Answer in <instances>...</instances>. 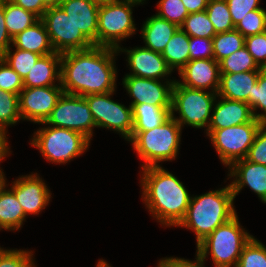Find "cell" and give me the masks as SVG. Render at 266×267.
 Instances as JSON below:
<instances>
[{
	"label": "cell",
	"mask_w": 266,
	"mask_h": 267,
	"mask_svg": "<svg viewBox=\"0 0 266 267\" xmlns=\"http://www.w3.org/2000/svg\"><path fill=\"white\" fill-rule=\"evenodd\" d=\"M117 51L94 45L61 54L60 83L64 93L87 96L115 91L113 59Z\"/></svg>",
	"instance_id": "obj_1"
},
{
	"label": "cell",
	"mask_w": 266,
	"mask_h": 267,
	"mask_svg": "<svg viewBox=\"0 0 266 267\" xmlns=\"http://www.w3.org/2000/svg\"><path fill=\"white\" fill-rule=\"evenodd\" d=\"M144 201L162 224L178 226L185 217L191 197L172 173L159 166L143 168Z\"/></svg>",
	"instance_id": "obj_2"
},
{
	"label": "cell",
	"mask_w": 266,
	"mask_h": 267,
	"mask_svg": "<svg viewBox=\"0 0 266 267\" xmlns=\"http://www.w3.org/2000/svg\"><path fill=\"white\" fill-rule=\"evenodd\" d=\"M231 186L192 197L183 220L178 226L192 229L197 245L220 225L236 215Z\"/></svg>",
	"instance_id": "obj_3"
},
{
	"label": "cell",
	"mask_w": 266,
	"mask_h": 267,
	"mask_svg": "<svg viewBox=\"0 0 266 267\" xmlns=\"http://www.w3.org/2000/svg\"><path fill=\"white\" fill-rule=\"evenodd\" d=\"M181 126L173 117L147 131H133L131 138L134 149L145 164L142 168L159 166L158 162L172 160L178 153Z\"/></svg>",
	"instance_id": "obj_4"
},
{
	"label": "cell",
	"mask_w": 266,
	"mask_h": 267,
	"mask_svg": "<svg viewBox=\"0 0 266 267\" xmlns=\"http://www.w3.org/2000/svg\"><path fill=\"white\" fill-rule=\"evenodd\" d=\"M252 237L240 227L236 214L201 241L197 245V252L205 259L211 250L216 267H236L243 247Z\"/></svg>",
	"instance_id": "obj_5"
},
{
	"label": "cell",
	"mask_w": 266,
	"mask_h": 267,
	"mask_svg": "<svg viewBox=\"0 0 266 267\" xmlns=\"http://www.w3.org/2000/svg\"><path fill=\"white\" fill-rule=\"evenodd\" d=\"M140 4L134 0L100 3L98 11L97 46L123 51L117 41L135 32L131 7Z\"/></svg>",
	"instance_id": "obj_6"
},
{
	"label": "cell",
	"mask_w": 266,
	"mask_h": 267,
	"mask_svg": "<svg viewBox=\"0 0 266 267\" xmlns=\"http://www.w3.org/2000/svg\"><path fill=\"white\" fill-rule=\"evenodd\" d=\"M90 140L82 133L59 127L41 128L34 135L32 145L43 156L55 163H66L81 155L89 146Z\"/></svg>",
	"instance_id": "obj_7"
},
{
	"label": "cell",
	"mask_w": 266,
	"mask_h": 267,
	"mask_svg": "<svg viewBox=\"0 0 266 267\" xmlns=\"http://www.w3.org/2000/svg\"><path fill=\"white\" fill-rule=\"evenodd\" d=\"M217 93H209L200 89H191L174 82L172 89L171 117L182 127L188 124L195 128L208 127L212 106ZM174 111H179L180 119L174 117Z\"/></svg>",
	"instance_id": "obj_8"
},
{
	"label": "cell",
	"mask_w": 266,
	"mask_h": 267,
	"mask_svg": "<svg viewBox=\"0 0 266 267\" xmlns=\"http://www.w3.org/2000/svg\"><path fill=\"white\" fill-rule=\"evenodd\" d=\"M262 124V121L255 118L248 123L223 129L207 130V134L222 162L226 166H231L235 161L245 159Z\"/></svg>",
	"instance_id": "obj_9"
},
{
	"label": "cell",
	"mask_w": 266,
	"mask_h": 267,
	"mask_svg": "<svg viewBox=\"0 0 266 267\" xmlns=\"http://www.w3.org/2000/svg\"><path fill=\"white\" fill-rule=\"evenodd\" d=\"M41 20L57 53L63 54L94 46L59 5L48 8Z\"/></svg>",
	"instance_id": "obj_10"
},
{
	"label": "cell",
	"mask_w": 266,
	"mask_h": 267,
	"mask_svg": "<svg viewBox=\"0 0 266 267\" xmlns=\"http://www.w3.org/2000/svg\"><path fill=\"white\" fill-rule=\"evenodd\" d=\"M42 124L66 128L82 133L89 140L96 127L89 105L84 96L63 93L51 115Z\"/></svg>",
	"instance_id": "obj_11"
},
{
	"label": "cell",
	"mask_w": 266,
	"mask_h": 267,
	"mask_svg": "<svg viewBox=\"0 0 266 267\" xmlns=\"http://www.w3.org/2000/svg\"><path fill=\"white\" fill-rule=\"evenodd\" d=\"M114 91L104 94H90L84 96L92 113L96 127H105L120 132L129 140L133 132L132 107L114 102L110 96Z\"/></svg>",
	"instance_id": "obj_12"
},
{
	"label": "cell",
	"mask_w": 266,
	"mask_h": 267,
	"mask_svg": "<svg viewBox=\"0 0 266 267\" xmlns=\"http://www.w3.org/2000/svg\"><path fill=\"white\" fill-rule=\"evenodd\" d=\"M64 93L60 86L24 87L19 93V111L22 119L34 123L45 122Z\"/></svg>",
	"instance_id": "obj_13"
},
{
	"label": "cell",
	"mask_w": 266,
	"mask_h": 267,
	"mask_svg": "<svg viewBox=\"0 0 266 267\" xmlns=\"http://www.w3.org/2000/svg\"><path fill=\"white\" fill-rule=\"evenodd\" d=\"M157 79L126 75L123 84L130 96L131 104H152L171 110L172 89L175 81L166 82V86Z\"/></svg>",
	"instance_id": "obj_14"
},
{
	"label": "cell",
	"mask_w": 266,
	"mask_h": 267,
	"mask_svg": "<svg viewBox=\"0 0 266 267\" xmlns=\"http://www.w3.org/2000/svg\"><path fill=\"white\" fill-rule=\"evenodd\" d=\"M35 175L20 177L11 187V191L22 206L25 216L29 213L38 214L51 198L45 183Z\"/></svg>",
	"instance_id": "obj_15"
},
{
	"label": "cell",
	"mask_w": 266,
	"mask_h": 267,
	"mask_svg": "<svg viewBox=\"0 0 266 267\" xmlns=\"http://www.w3.org/2000/svg\"><path fill=\"white\" fill-rule=\"evenodd\" d=\"M183 82L180 85L191 89L204 90L212 87L214 93L218 92L220 85L219 63L213 59L190 60L180 71Z\"/></svg>",
	"instance_id": "obj_16"
},
{
	"label": "cell",
	"mask_w": 266,
	"mask_h": 267,
	"mask_svg": "<svg viewBox=\"0 0 266 267\" xmlns=\"http://www.w3.org/2000/svg\"><path fill=\"white\" fill-rule=\"evenodd\" d=\"M77 29L97 46L98 11L100 3L93 0H62L59 5Z\"/></svg>",
	"instance_id": "obj_17"
},
{
	"label": "cell",
	"mask_w": 266,
	"mask_h": 267,
	"mask_svg": "<svg viewBox=\"0 0 266 267\" xmlns=\"http://www.w3.org/2000/svg\"><path fill=\"white\" fill-rule=\"evenodd\" d=\"M230 176L236 177V180L230 184L235 196L246 184L258 197L266 203V166L258 163H252L246 159L235 161L231 165ZM239 177V178H238Z\"/></svg>",
	"instance_id": "obj_18"
},
{
	"label": "cell",
	"mask_w": 266,
	"mask_h": 267,
	"mask_svg": "<svg viewBox=\"0 0 266 267\" xmlns=\"http://www.w3.org/2000/svg\"><path fill=\"white\" fill-rule=\"evenodd\" d=\"M123 52H127L128 63L133 71L129 75L158 80L172 72L161 53L144 47L132 50L124 49Z\"/></svg>",
	"instance_id": "obj_19"
},
{
	"label": "cell",
	"mask_w": 266,
	"mask_h": 267,
	"mask_svg": "<svg viewBox=\"0 0 266 267\" xmlns=\"http://www.w3.org/2000/svg\"><path fill=\"white\" fill-rule=\"evenodd\" d=\"M206 130L223 129L255 119L247 102L222 98L215 106Z\"/></svg>",
	"instance_id": "obj_20"
},
{
	"label": "cell",
	"mask_w": 266,
	"mask_h": 267,
	"mask_svg": "<svg viewBox=\"0 0 266 267\" xmlns=\"http://www.w3.org/2000/svg\"><path fill=\"white\" fill-rule=\"evenodd\" d=\"M261 71L220 73L217 94L226 99L247 102Z\"/></svg>",
	"instance_id": "obj_21"
},
{
	"label": "cell",
	"mask_w": 266,
	"mask_h": 267,
	"mask_svg": "<svg viewBox=\"0 0 266 267\" xmlns=\"http://www.w3.org/2000/svg\"><path fill=\"white\" fill-rule=\"evenodd\" d=\"M61 54L54 52L41 56L23 80L24 87L56 86L53 80L60 82ZM57 69H59L57 71Z\"/></svg>",
	"instance_id": "obj_22"
},
{
	"label": "cell",
	"mask_w": 266,
	"mask_h": 267,
	"mask_svg": "<svg viewBox=\"0 0 266 267\" xmlns=\"http://www.w3.org/2000/svg\"><path fill=\"white\" fill-rule=\"evenodd\" d=\"M180 27L157 15L148 18L142 27V37L146 46L157 53H162L170 38Z\"/></svg>",
	"instance_id": "obj_23"
},
{
	"label": "cell",
	"mask_w": 266,
	"mask_h": 267,
	"mask_svg": "<svg viewBox=\"0 0 266 267\" xmlns=\"http://www.w3.org/2000/svg\"><path fill=\"white\" fill-rule=\"evenodd\" d=\"M12 44L16 48L37 53L41 56L55 52L46 26L41 19L13 37Z\"/></svg>",
	"instance_id": "obj_24"
},
{
	"label": "cell",
	"mask_w": 266,
	"mask_h": 267,
	"mask_svg": "<svg viewBox=\"0 0 266 267\" xmlns=\"http://www.w3.org/2000/svg\"><path fill=\"white\" fill-rule=\"evenodd\" d=\"M133 131H147L163 124L171 117V110L152 104H131Z\"/></svg>",
	"instance_id": "obj_25"
},
{
	"label": "cell",
	"mask_w": 266,
	"mask_h": 267,
	"mask_svg": "<svg viewBox=\"0 0 266 267\" xmlns=\"http://www.w3.org/2000/svg\"><path fill=\"white\" fill-rule=\"evenodd\" d=\"M189 42L190 36L181 28L168 41L161 54L172 71H180L190 61Z\"/></svg>",
	"instance_id": "obj_26"
},
{
	"label": "cell",
	"mask_w": 266,
	"mask_h": 267,
	"mask_svg": "<svg viewBox=\"0 0 266 267\" xmlns=\"http://www.w3.org/2000/svg\"><path fill=\"white\" fill-rule=\"evenodd\" d=\"M25 217L15 194L11 190H4L0 194V229L18 230Z\"/></svg>",
	"instance_id": "obj_27"
},
{
	"label": "cell",
	"mask_w": 266,
	"mask_h": 267,
	"mask_svg": "<svg viewBox=\"0 0 266 267\" xmlns=\"http://www.w3.org/2000/svg\"><path fill=\"white\" fill-rule=\"evenodd\" d=\"M6 28L11 36L15 37L26 28L33 26L40 18L34 13L24 10L10 0H4Z\"/></svg>",
	"instance_id": "obj_28"
},
{
	"label": "cell",
	"mask_w": 266,
	"mask_h": 267,
	"mask_svg": "<svg viewBox=\"0 0 266 267\" xmlns=\"http://www.w3.org/2000/svg\"><path fill=\"white\" fill-rule=\"evenodd\" d=\"M214 59L219 63L235 51L245 46V37L236 29L217 33L212 38Z\"/></svg>",
	"instance_id": "obj_29"
},
{
	"label": "cell",
	"mask_w": 266,
	"mask_h": 267,
	"mask_svg": "<svg viewBox=\"0 0 266 267\" xmlns=\"http://www.w3.org/2000/svg\"><path fill=\"white\" fill-rule=\"evenodd\" d=\"M220 73L262 71L245 46L219 62Z\"/></svg>",
	"instance_id": "obj_30"
},
{
	"label": "cell",
	"mask_w": 266,
	"mask_h": 267,
	"mask_svg": "<svg viewBox=\"0 0 266 267\" xmlns=\"http://www.w3.org/2000/svg\"><path fill=\"white\" fill-rule=\"evenodd\" d=\"M180 28L190 37L212 39L217 34L206 11L190 13Z\"/></svg>",
	"instance_id": "obj_31"
},
{
	"label": "cell",
	"mask_w": 266,
	"mask_h": 267,
	"mask_svg": "<svg viewBox=\"0 0 266 267\" xmlns=\"http://www.w3.org/2000/svg\"><path fill=\"white\" fill-rule=\"evenodd\" d=\"M205 11L216 33L235 29L226 0H209Z\"/></svg>",
	"instance_id": "obj_32"
},
{
	"label": "cell",
	"mask_w": 266,
	"mask_h": 267,
	"mask_svg": "<svg viewBox=\"0 0 266 267\" xmlns=\"http://www.w3.org/2000/svg\"><path fill=\"white\" fill-rule=\"evenodd\" d=\"M10 50L9 47L1 58L24 80L41 55L19 48H16L13 53Z\"/></svg>",
	"instance_id": "obj_33"
},
{
	"label": "cell",
	"mask_w": 266,
	"mask_h": 267,
	"mask_svg": "<svg viewBox=\"0 0 266 267\" xmlns=\"http://www.w3.org/2000/svg\"><path fill=\"white\" fill-rule=\"evenodd\" d=\"M20 119L18 94L0 89V129L6 130Z\"/></svg>",
	"instance_id": "obj_34"
},
{
	"label": "cell",
	"mask_w": 266,
	"mask_h": 267,
	"mask_svg": "<svg viewBox=\"0 0 266 267\" xmlns=\"http://www.w3.org/2000/svg\"><path fill=\"white\" fill-rule=\"evenodd\" d=\"M236 267H266V247L252 237L243 247Z\"/></svg>",
	"instance_id": "obj_35"
},
{
	"label": "cell",
	"mask_w": 266,
	"mask_h": 267,
	"mask_svg": "<svg viewBox=\"0 0 266 267\" xmlns=\"http://www.w3.org/2000/svg\"><path fill=\"white\" fill-rule=\"evenodd\" d=\"M235 29L244 37L265 32L266 11L260 8L249 12L241 22L235 26Z\"/></svg>",
	"instance_id": "obj_36"
},
{
	"label": "cell",
	"mask_w": 266,
	"mask_h": 267,
	"mask_svg": "<svg viewBox=\"0 0 266 267\" xmlns=\"http://www.w3.org/2000/svg\"><path fill=\"white\" fill-rule=\"evenodd\" d=\"M247 104L252 108L254 117L266 123V72L264 70L259 73L252 94H249ZM257 108L264 110V114L255 113L254 110Z\"/></svg>",
	"instance_id": "obj_37"
},
{
	"label": "cell",
	"mask_w": 266,
	"mask_h": 267,
	"mask_svg": "<svg viewBox=\"0 0 266 267\" xmlns=\"http://www.w3.org/2000/svg\"><path fill=\"white\" fill-rule=\"evenodd\" d=\"M160 12L157 16L172 22L179 27L189 15L181 0H161L158 5Z\"/></svg>",
	"instance_id": "obj_38"
},
{
	"label": "cell",
	"mask_w": 266,
	"mask_h": 267,
	"mask_svg": "<svg viewBox=\"0 0 266 267\" xmlns=\"http://www.w3.org/2000/svg\"><path fill=\"white\" fill-rule=\"evenodd\" d=\"M23 88V79L0 57V89L19 95Z\"/></svg>",
	"instance_id": "obj_39"
},
{
	"label": "cell",
	"mask_w": 266,
	"mask_h": 267,
	"mask_svg": "<svg viewBox=\"0 0 266 267\" xmlns=\"http://www.w3.org/2000/svg\"><path fill=\"white\" fill-rule=\"evenodd\" d=\"M245 47L260 68L266 65V31L245 37Z\"/></svg>",
	"instance_id": "obj_40"
},
{
	"label": "cell",
	"mask_w": 266,
	"mask_h": 267,
	"mask_svg": "<svg viewBox=\"0 0 266 267\" xmlns=\"http://www.w3.org/2000/svg\"><path fill=\"white\" fill-rule=\"evenodd\" d=\"M31 256V252L21 249L3 250L0 248V267H34Z\"/></svg>",
	"instance_id": "obj_41"
},
{
	"label": "cell",
	"mask_w": 266,
	"mask_h": 267,
	"mask_svg": "<svg viewBox=\"0 0 266 267\" xmlns=\"http://www.w3.org/2000/svg\"><path fill=\"white\" fill-rule=\"evenodd\" d=\"M245 159L266 166V123H263L258 129Z\"/></svg>",
	"instance_id": "obj_42"
},
{
	"label": "cell",
	"mask_w": 266,
	"mask_h": 267,
	"mask_svg": "<svg viewBox=\"0 0 266 267\" xmlns=\"http://www.w3.org/2000/svg\"><path fill=\"white\" fill-rule=\"evenodd\" d=\"M234 26L253 10L260 9V0H226Z\"/></svg>",
	"instance_id": "obj_43"
},
{
	"label": "cell",
	"mask_w": 266,
	"mask_h": 267,
	"mask_svg": "<svg viewBox=\"0 0 266 267\" xmlns=\"http://www.w3.org/2000/svg\"><path fill=\"white\" fill-rule=\"evenodd\" d=\"M199 42L203 44L202 48H200V50L198 49L199 47L197 44ZM189 53H190V60L213 59L214 58V52H213L212 39L200 38V37H190Z\"/></svg>",
	"instance_id": "obj_44"
},
{
	"label": "cell",
	"mask_w": 266,
	"mask_h": 267,
	"mask_svg": "<svg viewBox=\"0 0 266 267\" xmlns=\"http://www.w3.org/2000/svg\"><path fill=\"white\" fill-rule=\"evenodd\" d=\"M197 260L195 262L182 258H166L159 262L158 267H204V258L197 252Z\"/></svg>",
	"instance_id": "obj_45"
},
{
	"label": "cell",
	"mask_w": 266,
	"mask_h": 267,
	"mask_svg": "<svg viewBox=\"0 0 266 267\" xmlns=\"http://www.w3.org/2000/svg\"><path fill=\"white\" fill-rule=\"evenodd\" d=\"M11 42L12 38L6 28L4 0H0V57L5 54Z\"/></svg>",
	"instance_id": "obj_46"
},
{
	"label": "cell",
	"mask_w": 266,
	"mask_h": 267,
	"mask_svg": "<svg viewBox=\"0 0 266 267\" xmlns=\"http://www.w3.org/2000/svg\"><path fill=\"white\" fill-rule=\"evenodd\" d=\"M15 5L22 7L24 10L30 11L37 15L40 19L43 17L44 12L48 9L42 0H10Z\"/></svg>",
	"instance_id": "obj_47"
},
{
	"label": "cell",
	"mask_w": 266,
	"mask_h": 267,
	"mask_svg": "<svg viewBox=\"0 0 266 267\" xmlns=\"http://www.w3.org/2000/svg\"><path fill=\"white\" fill-rule=\"evenodd\" d=\"M188 13L205 11L209 0H181Z\"/></svg>",
	"instance_id": "obj_48"
},
{
	"label": "cell",
	"mask_w": 266,
	"mask_h": 267,
	"mask_svg": "<svg viewBox=\"0 0 266 267\" xmlns=\"http://www.w3.org/2000/svg\"><path fill=\"white\" fill-rule=\"evenodd\" d=\"M8 149L5 130L0 129V161L4 159L3 157L9 152Z\"/></svg>",
	"instance_id": "obj_49"
},
{
	"label": "cell",
	"mask_w": 266,
	"mask_h": 267,
	"mask_svg": "<svg viewBox=\"0 0 266 267\" xmlns=\"http://www.w3.org/2000/svg\"><path fill=\"white\" fill-rule=\"evenodd\" d=\"M62 0H42L43 4L47 7H54L60 5Z\"/></svg>",
	"instance_id": "obj_50"
},
{
	"label": "cell",
	"mask_w": 266,
	"mask_h": 267,
	"mask_svg": "<svg viewBox=\"0 0 266 267\" xmlns=\"http://www.w3.org/2000/svg\"><path fill=\"white\" fill-rule=\"evenodd\" d=\"M2 169H0V194L5 190V179H4V175L3 172L1 171Z\"/></svg>",
	"instance_id": "obj_51"
},
{
	"label": "cell",
	"mask_w": 266,
	"mask_h": 267,
	"mask_svg": "<svg viewBox=\"0 0 266 267\" xmlns=\"http://www.w3.org/2000/svg\"><path fill=\"white\" fill-rule=\"evenodd\" d=\"M97 267H111V266H109V264L106 261L100 260L97 264Z\"/></svg>",
	"instance_id": "obj_52"
},
{
	"label": "cell",
	"mask_w": 266,
	"mask_h": 267,
	"mask_svg": "<svg viewBox=\"0 0 266 267\" xmlns=\"http://www.w3.org/2000/svg\"><path fill=\"white\" fill-rule=\"evenodd\" d=\"M93 1H96L98 3H106V2L119 1V0H93Z\"/></svg>",
	"instance_id": "obj_53"
},
{
	"label": "cell",
	"mask_w": 266,
	"mask_h": 267,
	"mask_svg": "<svg viewBox=\"0 0 266 267\" xmlns=\"http://www.w3.org/2000/svg\"><path fill=\"white\" fill-rule=\"evenodd\" d=\"M134 1H137V2L141 3V2L144 1V0H134Z\"/></svg>",
	"instance_id": "obj_54"
}]
</instances>
